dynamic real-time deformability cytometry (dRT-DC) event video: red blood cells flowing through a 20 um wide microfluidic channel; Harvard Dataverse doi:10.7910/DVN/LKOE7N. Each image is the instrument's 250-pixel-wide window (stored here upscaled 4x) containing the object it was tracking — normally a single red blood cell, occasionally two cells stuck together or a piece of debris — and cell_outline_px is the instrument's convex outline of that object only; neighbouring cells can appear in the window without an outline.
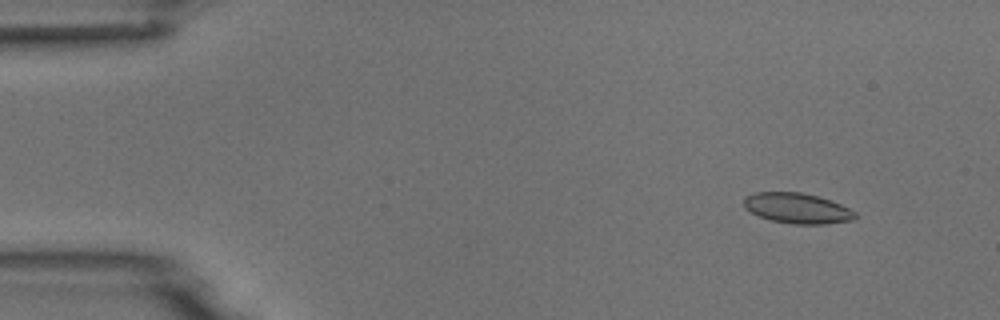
{"species": "common noctule bat (a hibernating species)", "species_latin": "Nyctalus noctula", "temperature_condition": "room temperature", "stored_images_in_passage": 4, "camera_frame_rate_fps": 3000, "um_per_image_px": 0.085, "animal": {"sex": "male", "body_mass_g": 18.8}, "frame": {"image": 1, "passage_image": 1, "time_ms": 0.0, "image_size_px": [1000, 320], "cell_outline_px": [[856, 216], [852, 220], [828, 224], [792, 224], [772, 220], [760, 216], [744, 208], [744, 196], [752, 192], [800, 192], [816, 196], [840, 204], [856, 212]], "centroid_in_image_um": [67.74, 17.7], "position_along_channel_um": 17.3, "area_um2": 19.59}}
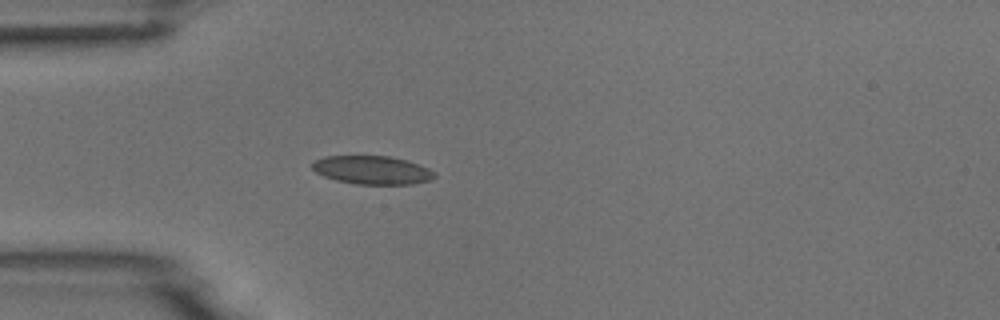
{"frame": {"image": 2, "passage_image": 4, "time_ms": 3.333, "image_size_px": [1000, 320], "cell_outline_px": [[436, 176], [432, 180], [412, 184], [356, 184], [336, 180], [324, 176], [316, 172], [312, 168], [312, 164], [316, 160], [324, 156], [388, 156], [404, 160], [428, 168], [436, 172]], "centroid_in_image_um": [31.65, 14.46], "position_along_channel_um": 53.4, "area_um2": 20.11}}